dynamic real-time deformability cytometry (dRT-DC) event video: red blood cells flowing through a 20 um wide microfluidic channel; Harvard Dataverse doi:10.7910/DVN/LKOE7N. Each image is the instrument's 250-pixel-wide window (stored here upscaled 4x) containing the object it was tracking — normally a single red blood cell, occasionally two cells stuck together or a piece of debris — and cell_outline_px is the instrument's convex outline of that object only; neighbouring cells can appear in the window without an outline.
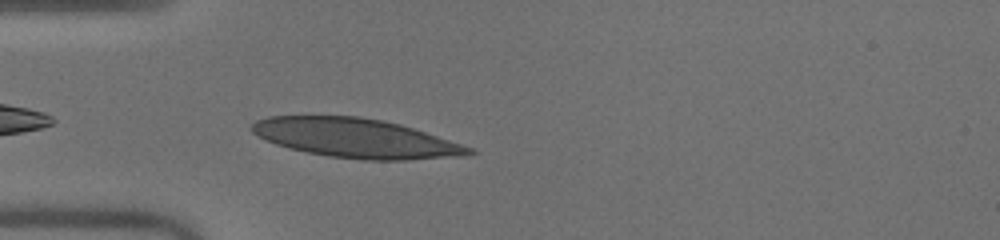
{"species": "human", "species_latin": "Homo sapiens", "temperature_condition": "warm", "stored_images_in_passage": 37, "camera_frame_rate_fps": 3000, "um_per_image_px": 0.085, "donor": {"sex": "male"}, "frame": {"image": 1, "passage_image": 2, "time_ms": 0.333, "image_size_px": [1000, 240], "cell_outline_px": [[476, 152], [472, 156], [404, 160], [360, 160], [328, 156], [288, 148], [276, 144], [256, 136], [248, 128], [256, 120], [268, 116], [356, 116], [380, 120], [400, 124], [476, 148]], "centroid_in_image_um": [30.29, 11.75], "position_along_channel_um": 54.7, "area_um2": 50.0}}
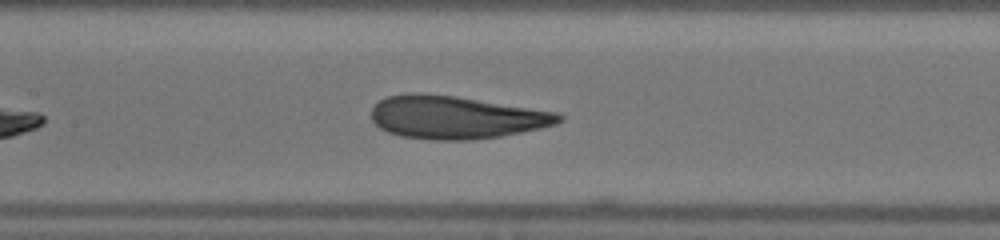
{"frame": {"image": 2, "passage_image": 11, "time_ms": 3.333, "image_size_px": [1000, 240], "cell_outline_px": [[564, 120], [556, 124], [540, 128], [500, 136], [472, 140], [432, 140], [400, 136], [388, 132], [380, 128], [372, 120], [372, 108], [380, 100], [388, 96], [408, 92], [420, 92], [456, 96], [560, 112], [564, 116]], "centroid_in_image_um": [38.77, 9.96], "position_along_channel_um": 168.6, "area_um2": 47.22}}
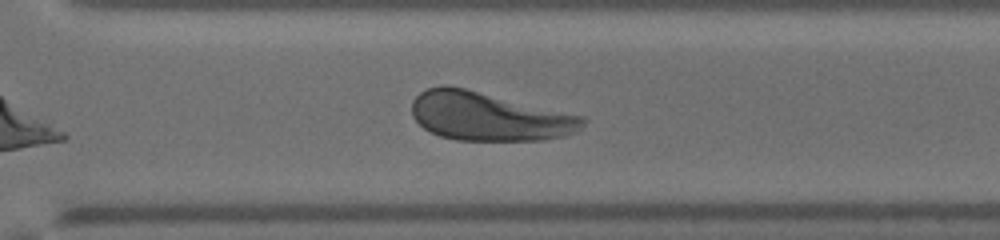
{"frame": {"image": 3, "passage_image": 23, "time_ms": 7.333, "image_size_px": [1000, 240], "cell_outline_px": [[588, 120], [576, 132], [564, 136], [544, 140], [456, 140], [440, 136], [428, 132], [412, 116], [412, 100], [420, 92], [428, 88], [444, 84], [448, 84], [584, 116]], "centroid_in_image_um": [41.54, 9.89], "position_along_channel_um": 329.1, "area_um2": 48.61}, "authors_computed_cell_mechanics": {"area_um2": 49.3612, "velocity_mm_per_s": 4.0226, "shape_relaxation_time_tau1_ms": 3.0397, "shape_relaxation_time_tau2_ms": 1.3878, "deformation_change_tau1": 0.1301, "deformation_change_tau2": 0.0641}}